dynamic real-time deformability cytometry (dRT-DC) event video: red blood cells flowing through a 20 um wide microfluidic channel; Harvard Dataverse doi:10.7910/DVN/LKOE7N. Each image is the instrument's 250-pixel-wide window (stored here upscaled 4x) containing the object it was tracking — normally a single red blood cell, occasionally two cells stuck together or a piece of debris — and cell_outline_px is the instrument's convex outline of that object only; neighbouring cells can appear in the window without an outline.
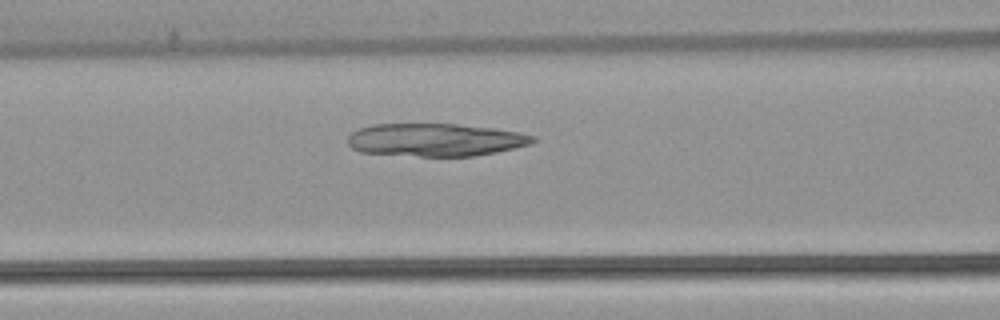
{"species": "common noctule bat (a hibernating species)", "species_latin": "Nyctalus noctula", "temperature_condition": "warm", "stored_images_in_passage": 49, "camera_frame_rate_fps": 3000, "um_per_image_px": 0.085, "animal": {"sex": "female", "body_mass_g": 22.7, "forearm_length_mm": 54.2}, "frame": {"image": 1, "passage_image": 18, "time_ms": 5.667, "image_size_px": [1000, 320], "cell_outline_px": [[536, 140], [532, 144], [516, 148], [476, 156], [420, 156], [360, 152], [352, 148], [348, 144], [348, 136], [352, 132], [360, 128], [372, 124], [456, 124], [492, 128], [520, 132], [536, 136]], "centroid_in_image_um": [37.04, 11.89], "position_along_channel_um": 129.6, "area_um2": 35.55}}
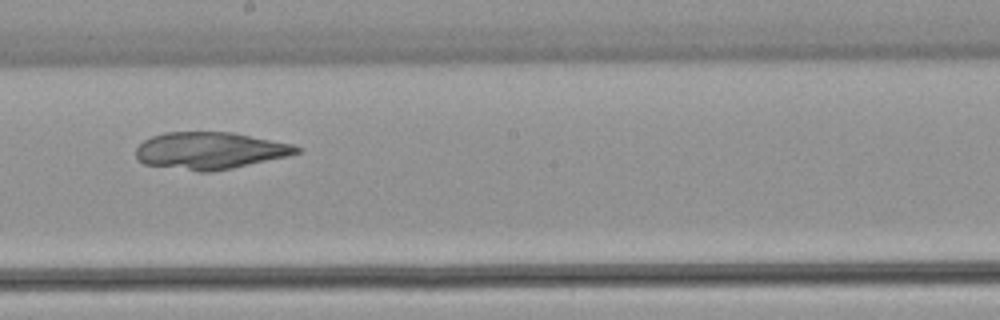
{"frame": {"image": 2, "passage_image": 26, "time_ms": 8.333, "image_size_px": [1000, 320], "cell_outline_px": [[300, 152], [288, 156], [232, 168], [212, 172], [196, 172], [144, 164], [136, 160], [136, 148], [144, 140], [152, 136], [164, 132], [232, 132], [292, 144], [300, 148]], "centroid_in_image_um": [17.8, 12.81], "position_along_channel_um": 230.4, "area_um2": 34.8}}
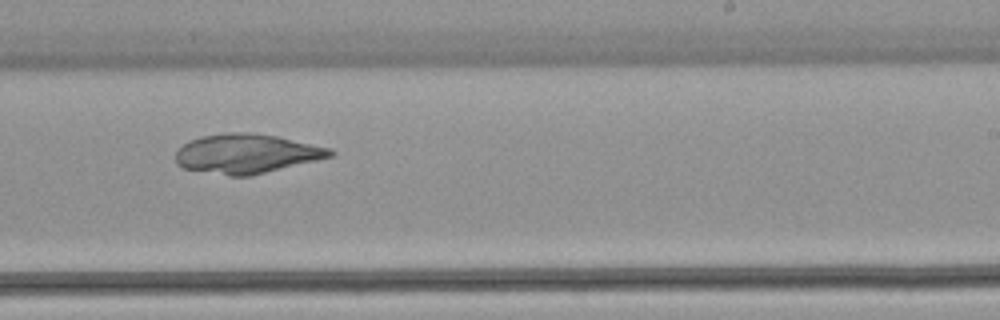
{"frame": {"image": 3, "passage_image": 29, "time_ms": 9.333, "image_size_px": [1000, 320], "cell_outline_px": [[336, 152], [332, 156], [252, 176], [228, 176], [184, 168], [176, 164], [176, 152], [184, 144], [192, 140], [204, 136], [228, 132], [248, 132], [276, 136], [332, 148]], "centroid_in_image_um": [20.98, 13.07], "position_along_channel_um": 268.0, "area_um2": 35.26}}